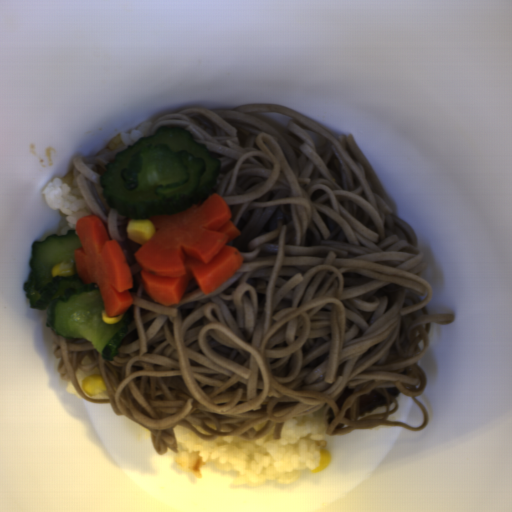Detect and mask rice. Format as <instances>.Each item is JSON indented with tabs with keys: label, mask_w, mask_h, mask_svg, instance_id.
Here are the masks:
<instances>
[{
	"label": "rice",
	"mask_w": 512,
	"mask_h": 512,
	"mask_svg": "<svg viewBox=\"0 0 512 512\" xmlns=\"http://www.w3.org/2000/svg\"><path fill=\"white\" fill-rule=\"evenodd\" d=\"M325 408L309 415L294 416L282 423L280 438L274 429L258 440L221 436L205 440L181 426L173 429L177 452L174 460L180 470L198 479L201 468L213 463L220 470L237 472L233 486H264L267 481L289 484L303 470L320 467L322 449L328 443Z\"/></svg>",
	"instance_id": "obj_1"
},
{
	"label": "rice",
	"mask_w": 512,
	"mask_h": 512,
	"mask_svg": "<svg viewBox=\"0 0 512 512\" xmlns=\"http://www.w3.org/2000/svg\"><path fill=\"white\" fill-rule=\"evenodd\" d=\"M79 175L76 166L72 167L63 176L49 180L43 189L45 204L61 216L58 236H63L70 229L77 232L78 219L94 215L80 191Z\"/></svg>",
	"instance_id": "obj_2"
},
{
	"label": "rice",
	"mask_w": 512,
	"mask_h": 512,
	"mask_svg": "<svg viewBox=\"0 0 512 512\" xmlns=\"http://www.w3.org/2000/svg\"><path fill=\"white\" fill-rule=\"evenodd\" d=\"M153 123L154 122H142L135 130L122 131L109 141L106 150H116L125 146H131L140 138H145Z\"/></svg>",
	"instance_id": "obj_3"
},
{
	"label": "rice",
	"mask_w": 512,
	"mask_h": 512,
	"mask_svg": "<svg viewBox=\"0 0 512 512\" xmlns=\"http://www.w3.org/2000/svg\"><path fill=\"white\" fill-rule=\"evenodd\" d=\"M90 375H101V371L100 369L96 366L94 368H91L87 371H83L81 369H77L76 371V374H75V378H76V382H77V385L78 387L80 388V390L82 391V393L88 397L89 399L91 400H109L110 396L106 394V391L105 392H102V393H99V394H96L94 396H90L88 395L84 390H83V387H82V383L84 380H86Z\"/></svg>",
	"instance_id": "obj_4"
},
{
	"label": "rice",
	"mask_w": 512,
	"mask_h": 512,
	"mask_svg": "<svg viewBox=\"0 0 512 512\" xmlns=\"http://www.w3.org/2000/svg\"><path fill=\"white\" fill-rule=\"evenodd\" d=\"M65 392H66V394H71V395L75 396L80 401H86V400H83L82 397L79 395V393L76 391L71 380L65 384Z\"/></svg>",
	"instance_id": "obj_5"
}]
</instances>
